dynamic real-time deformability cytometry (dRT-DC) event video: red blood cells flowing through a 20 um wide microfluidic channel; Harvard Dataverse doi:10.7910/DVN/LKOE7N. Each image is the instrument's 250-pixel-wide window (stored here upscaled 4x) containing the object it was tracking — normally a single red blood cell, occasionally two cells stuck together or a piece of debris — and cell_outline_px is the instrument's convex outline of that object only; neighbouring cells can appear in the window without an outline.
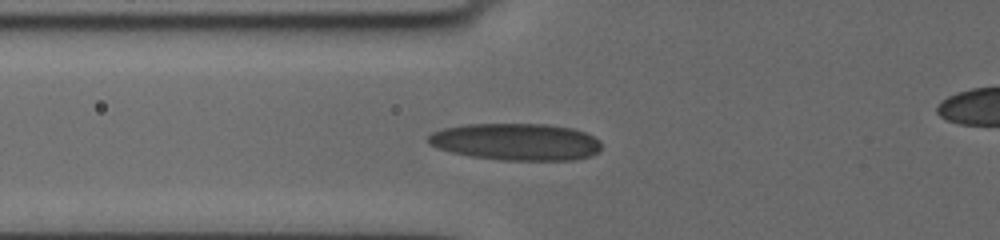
{"species": "human", "species_latin": "Homo sapiens", "temperature_condition": "cold", "stored_images_in_passage": 17, "camera_frame_rate_fps": 3000, "um_per_image_px": 0.085, "donor": {"sex": "female"}, "frame": {"image": 1, "passage_image": 14, "time_ms": 5.333, "image_size_px": [1000, 240], "cell_outline_px": [[600, 152], [576, 160], [500, 160], [468, 156], [436, 148], [428, 144], [428, 136], [432, 132], [444, 128], [464, 124], [544, 124], [572, 128], [584, 132], [600, 140]], "centroid_in_image_um": [43.84, 12.06], "position_along_channel_um": 82.0, "area_um2": 37.51}}